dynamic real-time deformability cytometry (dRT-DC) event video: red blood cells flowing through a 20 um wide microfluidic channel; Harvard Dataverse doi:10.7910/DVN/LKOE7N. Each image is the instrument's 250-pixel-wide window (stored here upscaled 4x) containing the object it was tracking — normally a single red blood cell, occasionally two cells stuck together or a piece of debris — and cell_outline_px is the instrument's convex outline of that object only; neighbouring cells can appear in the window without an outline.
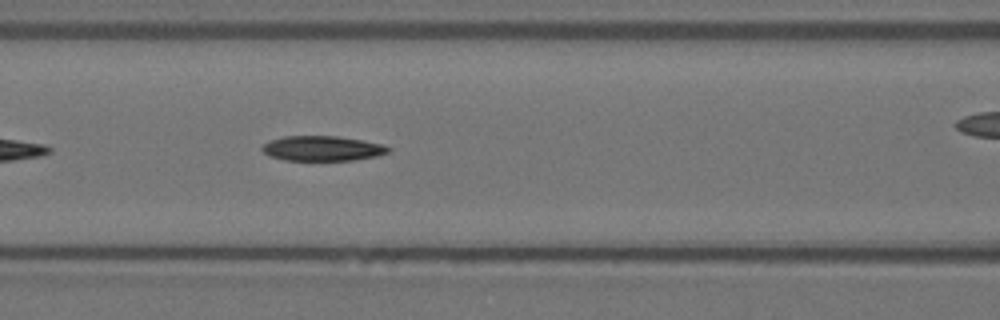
{"species": "Egyptian fruit bat (a non-hibernating species)", "species_latin": "Rousettus aegyptiacus", "temperature_condition": "warm", "stored_images_in_passage": 43, "camera_frame_rate_fps": 3000, "um_per_image_px": 0.085, "animal": {"sex": "female"}, "frame": {"image": 1, "passage_image": 9, "time_ms": 2.667, "image_size_px": [1000, 320], "cell_outline_px": [[392, 148], [388, 152], [376, 156], [352, 160], [284, 160], [268, 156], [260, 148], [268, 140], [284, 136], [336, 136], [360, 140], [380, 144]], "centroid_in_image_um": [27.33, 12.61], "position_along_channel_um": 139.3, "area_um2": 18.26}}
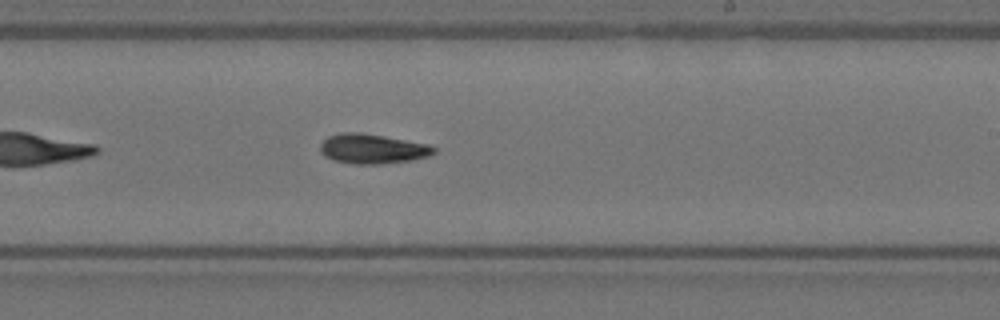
{"frame": {"image": 2, "passage_image": 19, "time_ms": 6.0, "image_size_px": [1000, 320], "cell_outline_px": [[436, 152], [428, 156], [412, 160], [380, 164], [352, 164], [332, 160], [324, 156], [320, 152], [320, 144], [328, 136], [340, 132], [360, 132], [384, 136], [428, 144], [436, 148]], "centroid_in_image_um": [31.63, 12.65], "position_along_channel_um": 257.4, "area_um2": 19.83}}
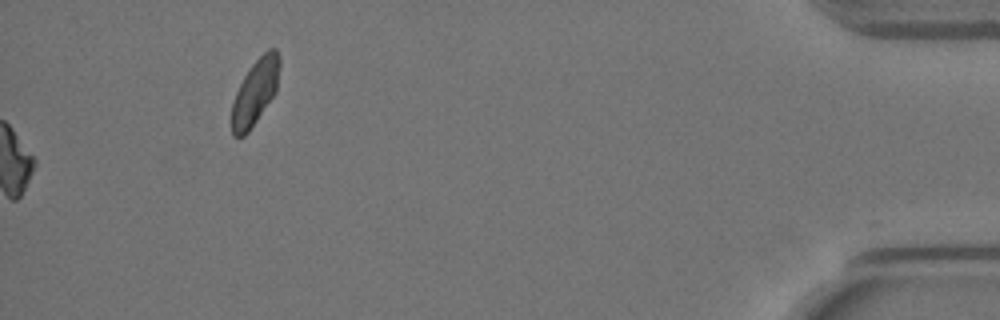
{"frame": {"image": 3, "passage_image": 43, "time_ms": 14.0, "image_size_px": [1000, 320], "cell_outline_px": [[280, 64], [276, 92], [248, 132], [244, 136], [232, 136], [232, 104], [236, 92], [248, 68], [268, 48], [276, 48], [280, 56]], "centroid_in_image_um": [21.7, 7.79], "position_along_channel_um": 413.5, "area_um2": 18.15}}